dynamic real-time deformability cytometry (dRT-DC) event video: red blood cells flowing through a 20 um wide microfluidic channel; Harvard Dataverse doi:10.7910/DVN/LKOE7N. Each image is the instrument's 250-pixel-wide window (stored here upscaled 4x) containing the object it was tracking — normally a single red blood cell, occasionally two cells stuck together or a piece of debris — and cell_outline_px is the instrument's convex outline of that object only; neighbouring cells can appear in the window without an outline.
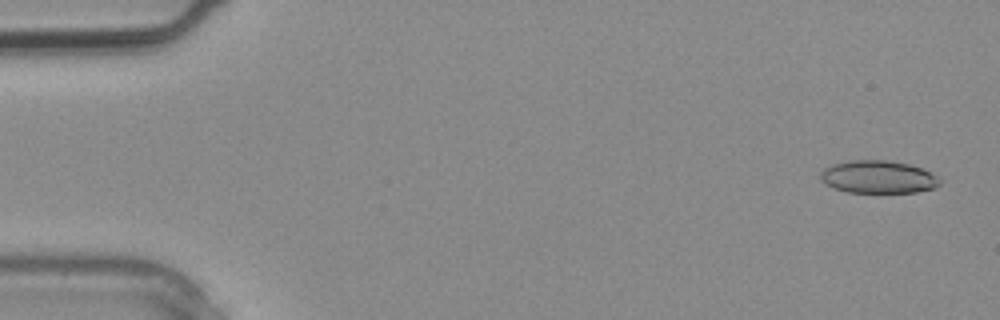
{"species": "common noctule bat (a hibernating species)", "species_latin": "Nyctalus noctula", "temperature_condition": "warm", "stored_images_in_passage": 3, "camera_frame_rate_fps": 3000, "um_per_image_px": 0.085, "animal": {"sex": "male", "body_mass_g": 20.4}, "frame": {"image": 1, "passage_image": 1, "time_ms": 0.0, "image_size_px": [1000, 320], "cell_outline_px": [[940, 184], [932, 188], [916, 192], [848, 192], [824, 184], [820, 180], [820, 172], [824, 168], [832, 164], [852, 160], [888, 160], [908, 164], [920, 168], [936, 176], [940, 180]], "centroid_in_image_um": [74.59, 15.03], "position_along_channel_um": 10.4, "area_um2": 22.54}}